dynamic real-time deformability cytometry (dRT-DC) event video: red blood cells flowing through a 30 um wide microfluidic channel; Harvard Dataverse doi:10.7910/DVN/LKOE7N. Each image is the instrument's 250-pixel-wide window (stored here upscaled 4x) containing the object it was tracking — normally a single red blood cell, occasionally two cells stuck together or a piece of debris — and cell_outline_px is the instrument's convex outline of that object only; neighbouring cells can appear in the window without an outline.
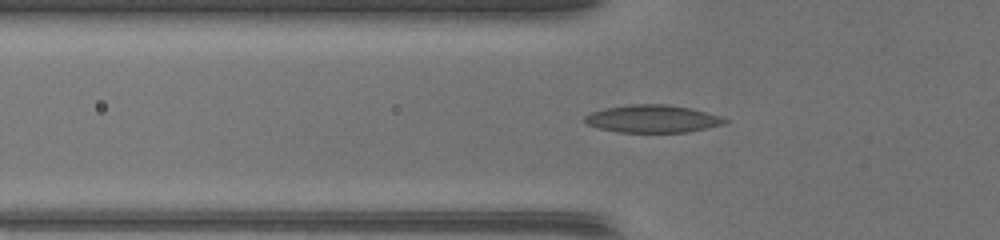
{"species": "common noctule bat (a hibernating species)", "species_latin": "Nyctalus noctula", "temperature_condition": "warm", "stored_images_in_passage": 34, "camera_frame_rate_fps": 3000, "um_per_image_px": 0.085, "animal": {"sex": "female", "body_mass_g": 17.0, "forearm_length_mm": 48.0}, "frame": {"image": 1, "passage_image": 2, "time_ms": 0.333, "image_size_px": [1000, 240], "cell_outline_px": [[728, 124], [688, 132], [620, 132], [600, 128], [588, 124], [584, 120], [584, 116], [592, 112], [604, 108], [632, 104], [668, 104], [688, 108], [720, 116], [728, 120]], "centroid_in_image_um": [55.5, 10.1], "position_along_channel_um": 70.3, "area_um2": 22.43}}
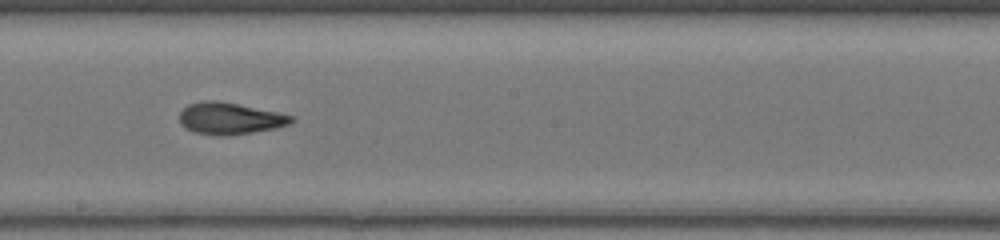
{"frame": {"image": 2, "passage_image": 13, "time_ms": 4.0, "image_size_px": [1000, 240], "cell_outline_px": [[296, 120], [288, 124], [276, 128], [252, 132], [224, 136], [216, 136], [196, 132], [184, 128], [180, 124], [180, 112], [188, 104], [204, 100], [220, 100], [296, 116]], "centroid_in_image_um": [19.54, 10.06], "position_along_channel_um": 228.7, "area_um2": 20.87}}
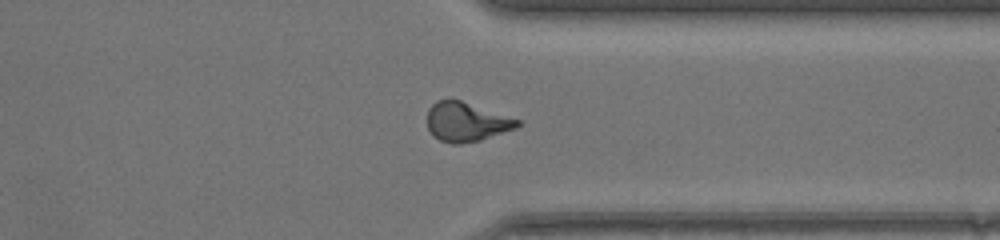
{"frame": {"image": 3, "passage_image": 23, "time_ms": 7.333, "image_size_px": [1000, 240], "cell_outline_px": [[520, 124], [516, 128], [480, 140], [460, 144], [452, 144], [440, 140], [428, 128], [428, 108], [436, 100], [460, 100], [520, 120]], "centroid_in_image_um": [39.63, 10.36], "position_along_channel_um": 371.8, "area_um2": 20.23}}